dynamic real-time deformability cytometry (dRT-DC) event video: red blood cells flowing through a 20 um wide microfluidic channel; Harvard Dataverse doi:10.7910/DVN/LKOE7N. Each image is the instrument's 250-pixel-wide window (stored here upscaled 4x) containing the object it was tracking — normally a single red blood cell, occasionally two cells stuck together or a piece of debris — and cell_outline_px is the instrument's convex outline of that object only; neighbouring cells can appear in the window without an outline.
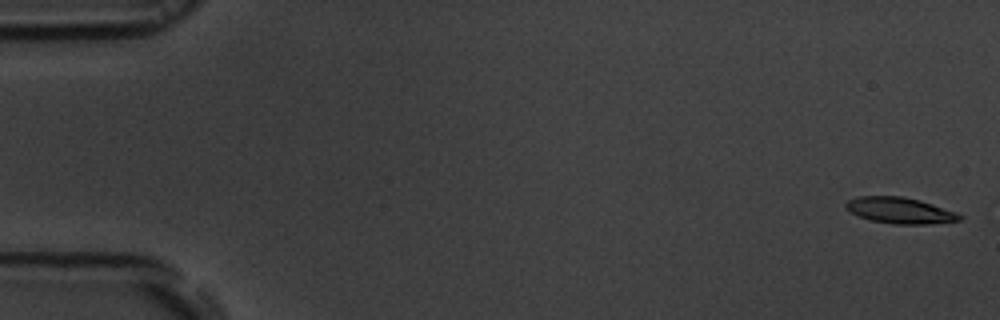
{"species": "common noctule bat (a hibernating species)", "species_latin": "Nyctalus noctula", "temperature_condition": "room temperature", "stored_images_in_passage": 12, "camera_frame_rate_fps": 3000, "um_per_image_px": 0.085, "animal": {"sex": "male", "body_mass_g": 19.5, "forearm_length_mm": 54.6}, "frame": {"image": 1, "passage_image": 1, "time_ms": 0.0, "image_size_px": [1000, 320], "cell_outline_px": [[964, 216], [960, 220], [932, 224], [892, 224], [868, 220], [844, 208], [844, 204], [848, 200], [860, 196], [904, 196], [920, 200], [956, 212]], "centroid_in_image_um": [76.49, 17.89], "position_along_channel_um": 8.5, "area_um2": 17.4}}